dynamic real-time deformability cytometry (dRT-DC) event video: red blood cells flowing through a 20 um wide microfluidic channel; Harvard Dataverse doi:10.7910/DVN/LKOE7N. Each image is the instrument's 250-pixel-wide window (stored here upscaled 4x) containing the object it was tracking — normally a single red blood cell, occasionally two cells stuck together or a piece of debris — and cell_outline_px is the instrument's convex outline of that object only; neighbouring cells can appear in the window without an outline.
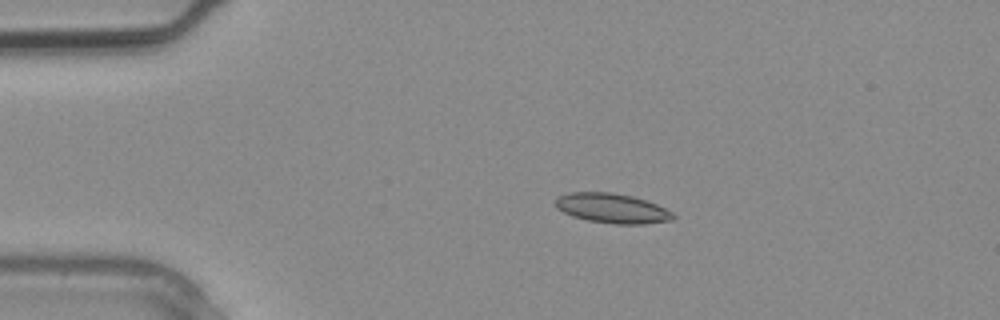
{"species": "common noctule bat (a hibernating species)", "species_latin": "Nyctalus noctula", "temperature_condition": "warm", "stored_images_in_passage": 3, "camera_frame_rate_fps": 3000, "um_per_image_px": 0.085, "animal": {"sex": "male", "body_mass_g": 20.4}, "frame": {"image": 1, "passage_image": 2, "time_ms": 0.333, "image_size_px": [1000, 320], "cell_outline_px": [[676, 216], [672, 220], [644, 224], [616, 224], [588, 220], [572, 216], [556, 208], [552, 200], [556, 196], [568, 192], [612, 192], [632, 196], [656, 204], [672, 212]], "centroid_in_image_um": [51.97, 17.69], "position_along_channel_um": 33.0, "area_um2": 20.52}}